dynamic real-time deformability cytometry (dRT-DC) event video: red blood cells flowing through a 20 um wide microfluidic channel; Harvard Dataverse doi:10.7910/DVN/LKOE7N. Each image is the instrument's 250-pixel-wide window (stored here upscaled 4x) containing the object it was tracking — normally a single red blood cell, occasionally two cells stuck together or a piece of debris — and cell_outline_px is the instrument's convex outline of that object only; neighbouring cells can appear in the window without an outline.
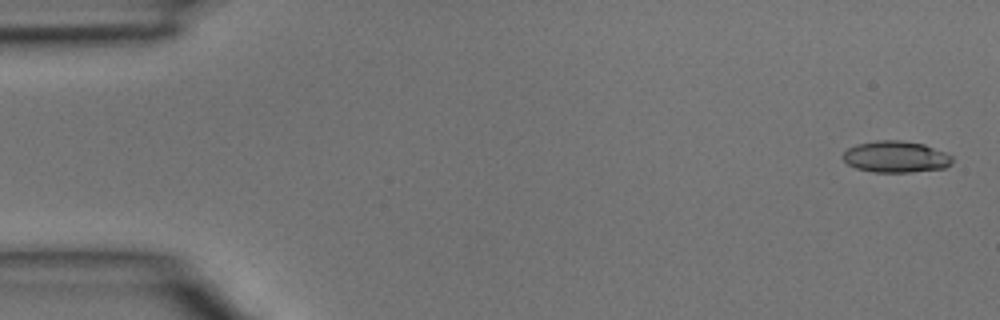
{"species": "common noctule bat (a hibernating species)", "species_latin": "Nyctalus noctula", "temperature_condition": "room temperature", "stored_images_in_passage": 5, "camera_frame_rate_fps": 3000, "um_per_image_px": 0.085, "animal": {"sex": "male", "body_mass_g": 15.6}, "frame": {"image": 1, "passage_image": 1, "time_ms": 0.0, "image_size_px": [1000, 320], "cell_outline_px": [[952, 164], [944, 168], [912, 172], [872, 172], [856, 168], [848, 164], [844, 160], [844, 152], [848, 148], [856, 144], [876, 140], [900, 140], [924, 144], [944, 152], [952, 156]], "centroid_in_image_um": [76.15, 13.33], "position_along_channel_um": 8.9, "area_um2": 20.06}}